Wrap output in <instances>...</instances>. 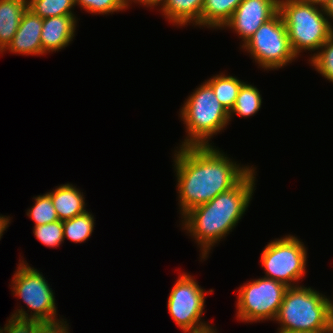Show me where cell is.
Returning <instances> with one entry per match:
<instances>
[{"label": "cell", "mask_w": 333, "mask_h": 333, "mask_svg": "<svg viewBox=\"0 0 333 333\" xmlns=\"http://www.w3.org/2000/svg\"><path fill=\"white\" fill-rule=\"evenodd\" d=\"M287 286L266 277L250 281L238 290L237 318L242 322L274 320Z\"/></svg>", "instance_id": "10"}, {"label": "cell", "mask_w": 333, "mask_h": 333, "mask_svg": "<svg viewBox=\"0 0 333 333\" xmlns=\"http://www.w3.org/2000/svg\"><path fill=\"white\" fill-rule=\"evenodd\" d=\"M131 0H75L85 11L95 14H108L127 9Z\"/></svg>", "instance_id": "25"}, {"label": "cell", "mask_w": 333, "mask_h": 333, "mask_svg": "<svg viewBox=\"0 0 333 333\" xmlns=\"http://www.w3.org/2000/svg\"><path fill=\"white\" fill-rule=\"evenodd\" d=\"M94 221V216L88 211L63 221L64 240L68 238L75 243L85 242L92 235L95 224Z\"/></svg>", "instance_id": "20"}, {"label": "cell", "mask_w": 333, "mask_h": 333, "mask_svg": "<svg viewBox=\"0 0 333 333\" xmlns=\"http://www.w3.org/2000/svg\"><path fill=\"white\" fill-rule=\"evenodd\" d=\"M243 48L251 54L250 56L260 67L266 70L279 69L297 58L279 12L263 23L242 45Z\"/></svg>", "instance_id": "8"}, {"label": "cell", "mask_w": 333, "mask_h": 333, "mask_svg": "<svg viewBox=\"0 0 333 333\" xmlns=\"http://www.w3.org/2000/svg\"><path fill=\"white\" fill-rule=\"evenodd\" d=\"M310 58V64L324 78L333 83V35Z\"/></svg>", "instance_id": "23"}, {"label": "cell", "mask_w": 333, "mask_h": 333, "mask_svg": "<svg viewBox=\"0 0 333 333\" xmlns=\"http://www.w3.org/2000/svg\"><path fill=\"white\" fill-rule=\"evenodd\" d=\"M67 321L57 319L53 321H41L36 333H70Z\"/></svg>", "instance_id": "27"}, {"label": "cell", "mask_w": 333, "mask_h": 333, "mask_svg": "<svg viewBox=\"0 0 333 333\" xmlns=\"http://www.w3.org/2000/svg\"><path fill=\"white\" fill-rule=\"evenodd\" d=\"M34 236L47 247H57L64 242L63 221L34 226Z\"/></svg>", "instance_id": "24"}, {"label": "cell", "mask_w": 333, "mask_h": 333, "mask_svg": "<svg viewBox=\"0 0 333 333\" xmlns=\"http://www.w3.org/2000/svg\"><path fill=\"white\" fill-rule=\"evenodd\" d=\"M187 136L180 147L211 146L210 138L229 124L230 114L205 81L186 99L180 111Z\"/></svg>", "instance_id": "4"}, {"label": "cell", "mask_w": 333, "mask_h": 333, "mask_svg": "<svg viewBox=\"0 0 333 333\" xmlns=\"http://www.w3.org/2000/svg\"><path fill=\"white\" fill-rule=\"evenodd\" d=\"M330 307H331V317L333 321V301H330Z\"/></svg>", "instance_id": "32"}, {"label": "cell", "mask_w": 333, "mask_h": 333, "mask_svg": "<svg viewBox=\"0 0 333 333\" xmlns=\"http://www.w3.org/2000/svg\"><path fill=\"white\" fill-rule=\"evenodd\" d=\"M254 169L230 190L192 208L183 216L182 228L200 245L202 259L208 257L212 246L227 236L245 213L255 190Z\"/></svg>", "instance_id": "2"}, {"label": "cell", "mask_w": 333, "mask_h": 333, "mask_svg": "<svg viewBox=\"0 0 333 333\" xmlns=\"http://www.w3.org/2000/svg\"><path fill=\"white\" fill-rule=\"evenodd\" d=\"M321 8V9H320ZM282 16L294 54L315 51L333 35L324 8L305 0H279Z\"/></svg>", "instance_id": "5"}, {"label": "cell", "mask_w": 333, "mask_h": 333, "mask_svg": "<svg viewBox=\"0 0 333 333\" xmlns=\"http://www.w3.org/2000/svg\"><path fill=\"white\" fill-rule=\"evenodd\" d=\"M307 250L299 239L287 235L270 241L261 254L265 277L296 287L306 273Z\"/></svg>", "instance_id": "7"}, {"label": "cell", "mask_w": 333, "mask_h": 333, "mask_svg": "<svg viewBox=\"0 0 333 333\" xmlns=\"http://www.w3.org/2000/svg\"><path fill=\"white\" fill-rule=\"evenodd\" d=\"M325 14L328 18V20L331 18L333 19V0H330L325 6H324Z\"/></svg>", "instance_id": "30"}, {"label": "cell", "mask_w": 333, "mask_h": 333, "mask_svg": "<svg viewBox=\"0 0 333 333\" xmlns=\"http://www.w3.org/2000/svg\"><path fill=\"white\" fill-rule=\"evenodd\" d=\"M279 12V0H243L223 26L233 29L245 44L258 28Z\"/></svg>", "instance_id": "11"}, {"label": "cell", "mask_w": 333, "mask_h": 333, "mask_svg": "<svg viewBox=\"0 0 333 333\" xmlns=\"http://www.w3.org/2000/svg\"><path fill=\"white\" fill-rule=\"evenodd\" d=\"M131 1H133L134 3L135 2L140 3V4H143L144 6L152 8V7L161 5L164 0H131Z\"/></svg>", "instance_id": "28"}, {"label": "cell", "mask_w": 333, "mask_h": 333, "mask_svg": "<svg viewBox=\"0 0 333 333\" xmlns=\"http://www.w3.org/2000/svg\"><path fill=\"white\" fill-rule=\"evenodd\" d=\"M47 193L52 198L53 206L60 221L69 220L87 211L83 193L76 186L73 187L72 184H62Z\"/></svg>", "instance_id": "14"}, {"label": "cell", "mask_w": 333, "mask_h": 333, "mask_svg": "<svg viewBox=\"0 0 333 333\" xmlns=\"http://www.w3.org/2000/svg\"><path fill=\"white\" fill-rule=\"evenodd\" d=\"M204 0H164L161 13L175 25L185 26L193 23L200 26L201 10Z\"/></svg>", "instance_id": "16"}, {"label": "cell", "mask_w": 333, "mask_h": 333, "mask_svg": "<svg viewBox=\"0 0 333 333\" xmlns=\"http://www.w3.org/2000/svg\"><path fill=\"white\" fill-rule=\"evenodd\" d=\"M208 333H216V331H215V330H213V331H210V332H208Z\"/></svg>", "instance_id": "33"}, {"label": "cell", "mask_w": 333, "mask_h": 333, "mask_svg": "<svg viewBox=\"0 0 333 333\" xmlns=\"http://www.w3.org/2000/svg\"><path fill=\"white\" fill-rule=\"evenodd\" d=\"M174 154L180 213L236 186L254 167L240 166L214 146L179 147Z\"/></svg>", "instance_id": "1"}, {"label": "cell", "mask_w": 333, "mask_h": 333, "mask_svg": "<svg viewBox=\"0 0 333 333\" xmlns=\"http://www.w3.org/2000/svg\"><path fill=\"white\" fill-rule=\"evenodd\" d=\"M75 0H28V9L40 18L74 15Z\"/></svg>", "instance_id": "21"}, {"label": "cell", "mask_w": 333, "mask_h": 333, "mask_svg": "<svg viewBox=\"0 0 333 333\" xmlns=\"http://www.w3.org/2000/svg\"><path fill=\"white\" fill-rule=\"evenodd\" d=\"M207 82L211 85L213 92L219 102L230 112L235 104L239 90L244 83L236 77L221 74L213 76Z\"/></svg>", "instance_id": "18"}, {"label": "cell", "mask_w": 333, "mask_h": 333, "mask_svg": "<svg viewBox=\"0 0 333 333\" xmlns=\"http://www.w3.org/2000/svg\"><path fill=\"white\" fill-rule=\"evenodd\" d=\"M10 217H6V216H0V239L3 235V232L6 230V228H8V224H10Z\"/></svg>", "instance_id": "29"}, {"label": "cell", "mask_w": 333, "mask_h": 333, "mask_svg": "<svg viewBox=\"0 0 333 333\" xmlns=\"http://www.w3.org/2000/svg\"><path fill=\"white\" fill-rule=\"evenodd\" d=\"M310 3H314L315 5H319L320 7H323L330 1V0H305Z\"/></svg>", "instance_id": "31"}, {"label": "cell", "mask_w": 333, "mask_h": 333, "mask_svg": "<svg viewBox=\"0 0 333 333\" xmlns=\"http://www.w3.org/2000/svg\"><path fill=\"white\" fill-rule=\"evenodd\" d=\"M330 299L311 287H288L275 320L278 333H319L333 328Z\"/></svg>", "instance_id": "3"}, {"label": "cell", "mask_w": 333, "mask_h": 333, "mask_svg": "<svg viewBox=\"0 0 333 333\" xmlns=\"http://www.w3.org/2000/svg\"><path fill=\"white\" fill-rule=\"evenodd\" d=\"M32 208L27 210V216L33 219L35 226L44 225L59 220L56 210L52 203L51 196L46 193L34 197Z\"/></svg>", "instance_id": "22"}, {"label": "cell", "mask_w": 333, "mask_h": 333, "mask_svg": "<svg viewBox=\"0 0 333 333\" xmlns=\"http://www.w3.org/2000/svg\"><path fill=\"white\" fill-rule=\"evenodd\" d=\"M243 0H204L200 26L223 28Z\"/></svg>", "instance_id": "17"}, {"label": "cell", "mask_w": 333, "mask_h": 333, "mask_svg": "<svg viewBox=\"0 0 333 333\" xmlns=\"http://www.w3.org/2000/svg\"><path fill=\"white\" fill-rule=\"evenodd\" d=\"M4 328H0V333H36L40 320L21 319L11 316Z\"/></svg>", "instance_id": "26"}, {"label": "cell", "mask_w": 333, "mask_h": 333, "mask_svg": "<svg viewBox=\"0 0 333 333\" xmlns=\"http://www.w3.org/2000/svg\"><path fill=\"white\" fill-rule=\"evenodd\" d=\"M27 9L28 0H0V53L14 38Z\"/></svg>", "instance_id": "15"}, {"label": "cell", "mask_w": 333, "mask_h": 333, "mask_svg": "<svg viewBox=\"0 0 333 333\" xmlns=\"http://www.w3.org/2000/svg\"><path fill=\"white\" fill-rule=\"evenodd\" d=\"M12 279V291L21 298L31 310L30 315L25 309H17L11 316L21 319L40 321L57 320L55 296L45 277L35 268L20 260ZM33 311V312H32Z\"/></svg>", "instance_id": "6"}, {"label": "cell", "mask_w": 333, "mask_h": 333, "mask_svg": "<svg viewBox=\"0 0 333 333\" xmlns=\"http://www.w3.org/2000/svg\"><path fill=\"white\" fill-rule=\"evenodd\" d=\"M262 98L257 87L244 82L239 90L235 104L229 112L231 121L233 114L240 117H250L261 108Z\"/></svg>", "instance_id": "19"}, {"label": "cell", "mask_w": 333, "mask_h": 333, "mask_svg": "<svg viewBox=\"0 0 333 333\" xmlns=\"http://www.w3.org/2000/svg\"><path fill=\"white\" fill-rule=\"evenodd\" d=\"M43 19L27 9L19 23L14 38L7 48L11 53L22 55H43L41 32Z\"/></svg>", "instance_id": "12"}, {"label": "cell", "mask_w": 333, "mask_h": 333, "mask_svg": "<svg viewBox=\"0 0 333 333\" xmlns=\"http://www.w3.org/2000/svg\"><path fill=\"white\" fill-rule=\"evenodd\" d=\"M76 21L75 15H63L43 19L41 32L43 54L67 47L75 36Z\"/></svg>", "instance_id": "13"}, {"label": "cell", "mask_w": 333, "mask_h": 333, "mask_svg": "<svg viewBox=\"0 0 333 333\" xmlns=\"http://www.w3.org/2000/svg\"><path fill=\"white\" fill-rule=\"evenodd\" d=\"M193 277L183 273L176 280L168 297V311L184 333H200L213 331V327L202 322L205 305V294Z\"/></svg>", "instance_id": "9"}]
</instances>
